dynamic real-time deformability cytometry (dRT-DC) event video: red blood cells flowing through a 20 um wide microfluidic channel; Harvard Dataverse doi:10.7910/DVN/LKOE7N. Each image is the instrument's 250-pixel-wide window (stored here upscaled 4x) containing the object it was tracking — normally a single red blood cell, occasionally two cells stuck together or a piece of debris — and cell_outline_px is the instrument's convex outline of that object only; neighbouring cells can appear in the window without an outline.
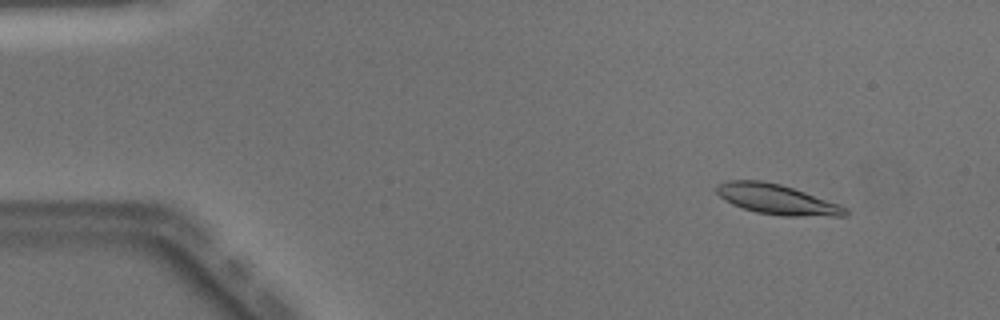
{"species": "Egyptian fruit bat (a non-hibernating species)", "species_latin": "Rousettus aegyptiacus", "temperature_condition": "warm", "stored_images_in_passage": 50, "camera_frame_rate_fps": 3000, "um_per_image_px": 0.085, "animal": {"sex": "male"}, "frame": {"image": 1, "passage_image": 6, "time_ms": 1.667, "image_size_px": [1000, 320], "cell_outline_px": [[848, 212], [844, 216], [780, 216], [756, 212], [732, 204], [724, 200], [712, 188], [728, 180], [760, 180], [780, 184], [840, 204], [848, 208]], "centroid_in_image_um": [66.02, 16.95], "position_along_channel_um": 19.0, "area_um2": 22.54}}
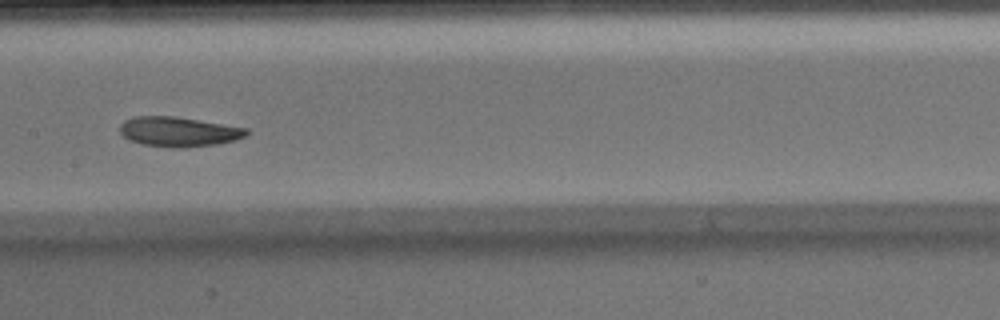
{"frame": {"image": 2, "passage_image": 26, "time_ms": 8.333, "image_size_px": [1000, 320], "cell_outline_px": [[248, 132], [244, 136], [236, 140], [216, 144], [184, 148], [172, 148], [140, 144], [128, 140], [120, 132], [120, 124], [124, 120], [136, 116], [176, 116], [248, 128]], "centroid_in_image_um": [15.16, 11.2], "position_along_channel_um": 192.2, "area_um2": 22.14}}
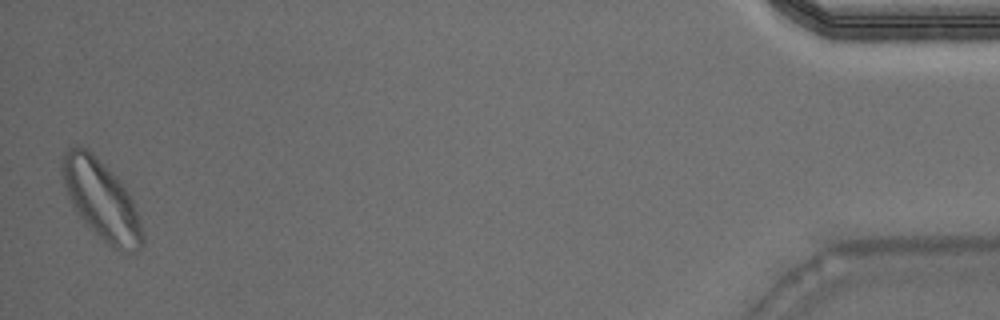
{"frame": {"image": 3, "passage_image": 50, "time_ms": 16.333, "image_size_px": [1000, 320], "cell_outline_px": [[144, 244], [136, 252], [120, 252], [112, 248], [80, 216], [68, 196], [60, 172], [60, 160], [64, 148], [88, 148], [120, 180], [128, 192], [132, 200], [144, 232]], "centroid_in_image_um": [8.62, 16.98], "position_along_channel_um": 426.6, "area_um2": 36.88}, "authors_computed_cell_mechanics": {"area_um2": 22.1663, "velocity_mm_per_s": 4.0229, "shape_relaxation_time_tau1_ms": 2.6625, "shape_relaxation_time_tau2_ms": 4.3965, "deformation_change_tau1": 0.1387, "deformation_change_tau2": 0.1058}}